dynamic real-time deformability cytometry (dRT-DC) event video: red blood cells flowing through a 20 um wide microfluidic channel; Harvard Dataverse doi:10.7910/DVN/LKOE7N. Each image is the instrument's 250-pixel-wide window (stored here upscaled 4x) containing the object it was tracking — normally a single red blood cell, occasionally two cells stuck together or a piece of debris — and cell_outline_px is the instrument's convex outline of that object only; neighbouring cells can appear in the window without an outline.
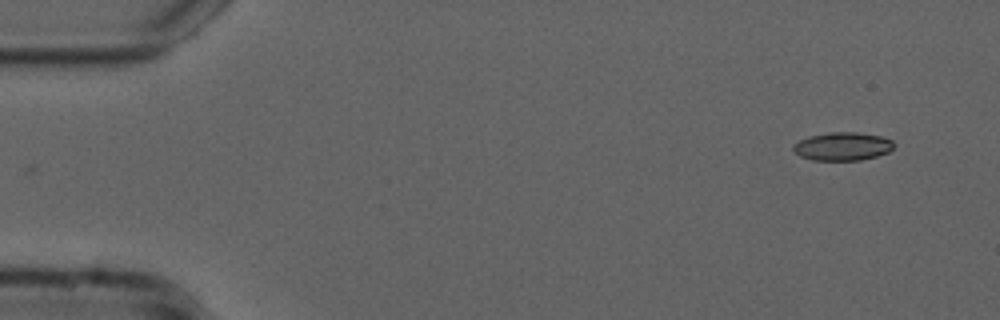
{"species": "common noctule bat (a hibernating species)", "species_latin": "Nyctalus noctula", "temperature_condition": "cold", "stored_images_in_passage": 51, "camera_frame_rate_fps": 3000, "um_per_image_px": 0.085, "animal": {"sex": "male", "forearm_length_mm": 52.5}, "frame": {"image": 1, "passage_image": 1, "time_ms": 0.0, "image_size_px": [1000, 320], "cell_outline_px": [[892, 148], [888, 152], [876, 156], [860, 160], [812, 160], [800, 156], [792, 148], [792, 144], [808, 136], [828, 132], [856, 132], [880, 136], [892, 140]], "centroid_in_image_um": [71.57, 12.43], "position_along_channel_um": 13.4, "area_um2": 16.47}}
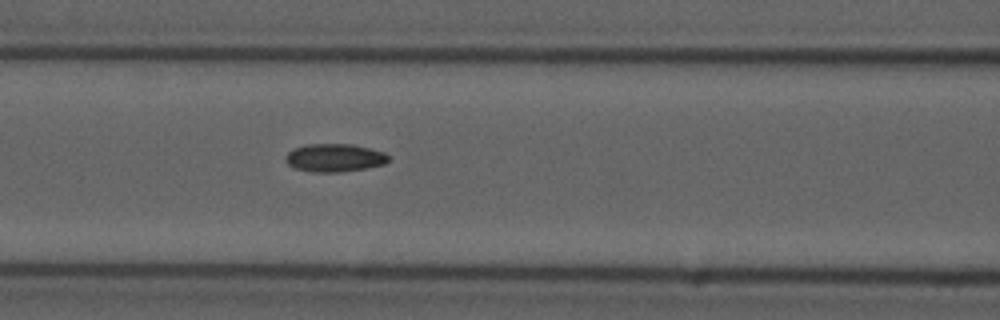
{"frame": {"image": 2, "passage_image": 20, "time_ms": 6.333, "image_size_px": [1000, 320], "cell_outline_px": [[388, 160], [384, 164], [364, 168], [340, 172], [312, 172], [296, 168], [288, 164], [284, 160], [284, 156], [292, 148], [308, 144], [352, 144], [384, 152], [388, 156]], "centroid_in_image_um": [28.38, 13.4], "position_along_channel_um": 138.2, "area_um2": 16.76}}
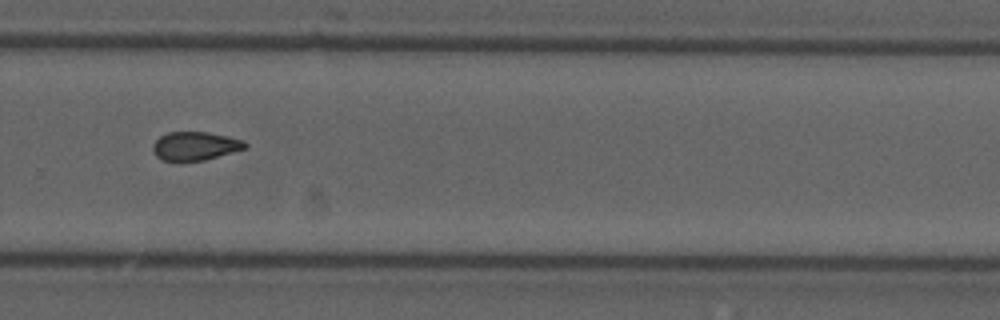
{"frame": {"image": 3, "passage_image": 34, "time_ms": 11.0, "image_size_px": [1000, 320], "cell_outline_px": [[248, 148], [204, 160], [180, 164], [160, 160], [156, 156], [152, 148], [152, 144], [160, 136], [168, 132], [208, 132], [228, 136], [244, 140], [248, 144]], "centroid_in_image_um": [16.56, 12.45], "position_along_channel_um": 313.2, "area_um2": 16.01}, "authors_computed_cell_mechanics": {"area_um2": 16.1262, "velocity_mm_per_s": 3.7577, "shape_relaxation_time_tau1_ms": null, "shape_relaxation_time_tau2_ms": 4.4379, "deformation_change_tau1": null, "deformation_change_tau2": 0.1064}}